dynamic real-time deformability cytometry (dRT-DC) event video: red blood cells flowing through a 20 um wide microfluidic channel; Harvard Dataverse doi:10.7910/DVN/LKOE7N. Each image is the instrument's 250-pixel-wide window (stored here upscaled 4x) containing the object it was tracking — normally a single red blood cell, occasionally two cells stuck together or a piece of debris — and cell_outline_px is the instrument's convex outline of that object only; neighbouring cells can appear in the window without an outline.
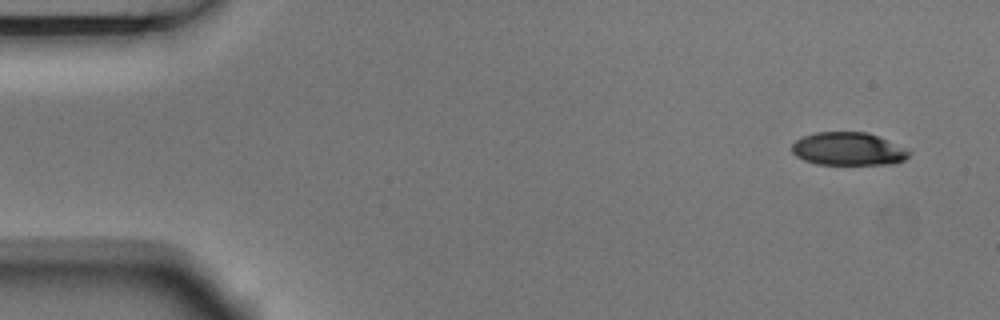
{"species": "Egyptian fruit bat (a non-hibernating species)", "species_latin": "Rousettus aegyptiacus", "temperature_condition": "room temperature", "stored_images_in_passage": 4, "camera_frame_rate_fps": 3000, "um_per_image_px": 0.085, "animal": {"sex": "male"}, "frame": {"image": 1, "passage_image": 1, "time_ms": 0.0, "image_size_px": [1000, 320], "cell_outline_px": [[912, 152], [904, 160], [892, 164], [816, 164], [804, 160], [796, 156], [792, 152], [792, 144], [800, 136], [816, 132], [868, 132], [904, 148]], "centroid_in_image_um": [72.05, 12.66], "position_along_channel_um": 12.9, "area_um2": 22.48}}
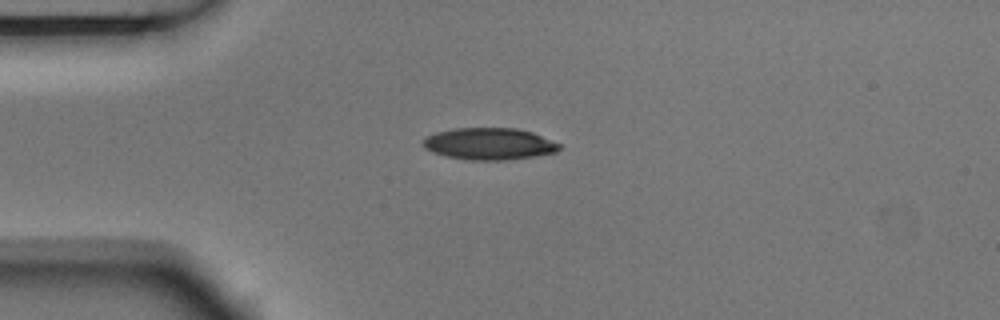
{"frame": {"image": 2, "passage_image": 4, "time_ms": 1.0, "image_size_px": [1000, 320], "cell_outline_px": [[560, 148], [556, 152], [536, 156], [504, 160], [472, 160], [448, 156], [432, 152], [424, 148], [420, 140], [424, 136], [436, 132], [456, 128], [516, 128], [532, 132], [560, 144]], "centroid_in_image_um": [41.54, 12.22], "position_along_channel_um": 43.5, "area_um2": 25.32}}